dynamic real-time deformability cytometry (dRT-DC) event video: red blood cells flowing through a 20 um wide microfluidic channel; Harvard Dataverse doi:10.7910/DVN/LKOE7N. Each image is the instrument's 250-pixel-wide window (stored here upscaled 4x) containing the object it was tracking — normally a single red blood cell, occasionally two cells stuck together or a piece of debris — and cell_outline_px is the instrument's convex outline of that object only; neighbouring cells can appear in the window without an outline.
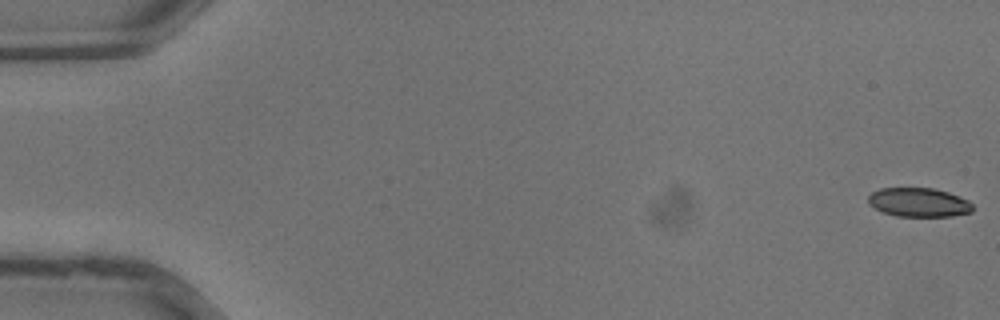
{"species": "common noctule bat (a hibernating species)", "species_latin": "Nyctalus noctula", "temperature_condition": "warm", "stored_images_in_passage": 37, "camera_frame_rate_fps": 3000, "um_per_image_px": 0.085, "animal": {"sex": "male", "body_mass_g": 13.3}, "frame": {"image": 1, "passage_image": 1, "time_ms": 0.0, "image_size_px": [1000, 320], "cell_outline_px": [[972, 212], [952, 216], [896, 216], [884, 212], [868, 204], [868, 196], [872, 192], [880, 188], [932, 188], [948, 192], [960, 196], [968, 200], [972, 204]], "centroid_in_image_um": [78.1, 17.19], "position_along_channel_um": 6.9, "area_um2": 17.63}}
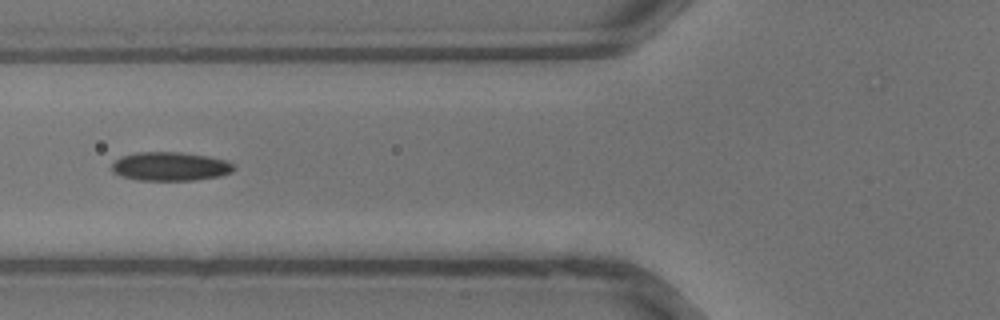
{"frame": {"image": 2, "passage_image": 15, "time_ms": 4.667, "image_size_px": [1000, 320], "cell_outline_px": [[236, 168], [232, 172], [220, 176], [196, 180], [140, 180], [120, 176], [112, 172], [112, 164], [120, 156], [136, 152], [180, 152], [208, 156], [228, 160], [236, 164]], "centroid_in_image_um": [14.51, 14.14], "position_along_channel_um": 111.3, "area_um2": 20.75}}
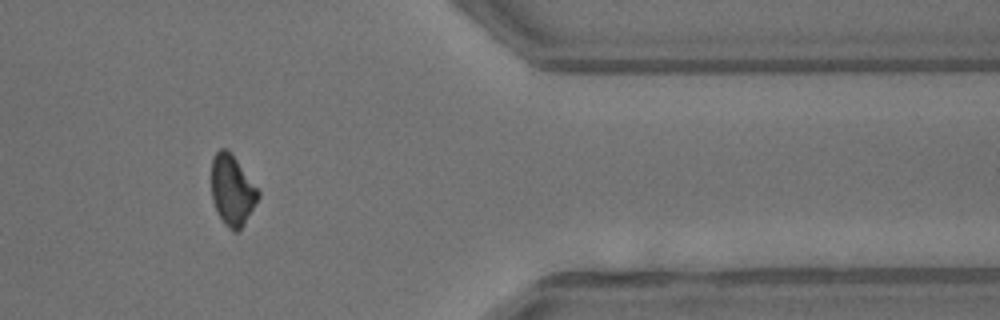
{"frame": {"image": 3, "passage_image": 31, "time_ms": 10.0, "image_size_px": [1000, 320], "cell_outline_px": [[260, 196], [244, 224], [236, 232], [232, 232], [224, 224], [216, 212], [212, 200], [212, 156], [220, 148], [228, 148], [260, 192]], "centroid_in_image_um": [19.72, 16.17], "position_along_channel_um": 391.7, "area_um2": 19.25}}